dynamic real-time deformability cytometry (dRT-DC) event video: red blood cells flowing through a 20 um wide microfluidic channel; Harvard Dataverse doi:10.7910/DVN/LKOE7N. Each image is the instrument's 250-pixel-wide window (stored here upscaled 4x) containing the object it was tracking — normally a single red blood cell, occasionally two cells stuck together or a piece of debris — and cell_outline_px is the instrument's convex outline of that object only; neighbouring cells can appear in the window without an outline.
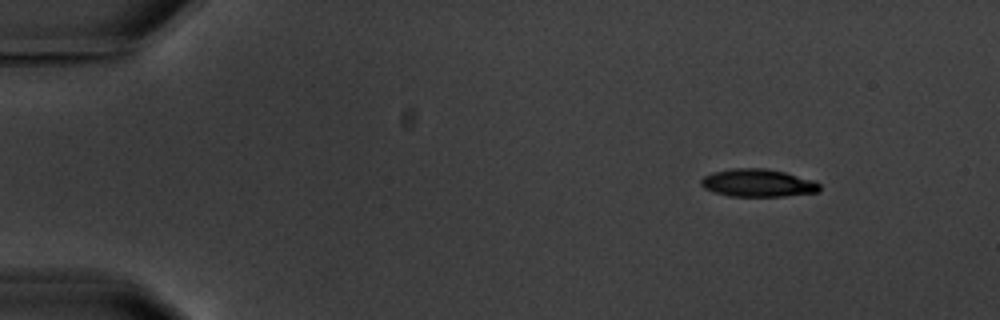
{"species": "common noctule bat (a hibernating species)", "species_latin": "Nyctalus noctula", "temperature_condition": "warm", "stored_images_in_passage": 4, "camera_frame_rate_fps": 3000, "um_per_image_px": 0.085, "animal": {"sex": "male", "body_mass_g": 20.1, "forearm_length_mm": 53.5}, "frame": {"image": 1, "passage_image": 1, "time_ms": 0.0, "image_size_px": [1000, 320], "cell_outline_px": [[820, 188], [816, 192], [784, 196], [728, 196], [704, 188], [700, 184], [700, 180], [704, 176], [712, 172], [732, 168], [764, 168], [784, 172], [816, 180], [820, 184]], "centroid_in_image_um": [64.42, 15.54], "position_along_channel_um": 20.6, "area_um2": 19.19}}
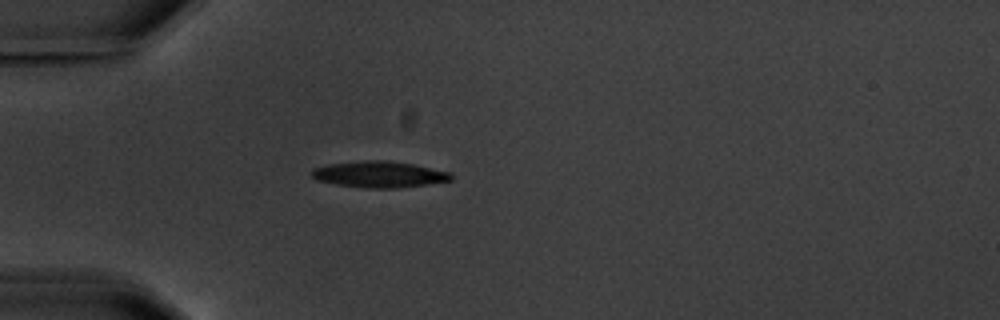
{"frame": {"image": 2, "passage_image": 4, "time_ms": 3.333, "image_size_px": [1000, 320], "cell_outline_px": [[452, 180], [396, 188], [368, 188], [336, 184], [316, 180], [312, 176], [312, 168], [328, 164], [364, 160], [388, 160], [412, 164], [448, 172], [452, 176]], "centroid_in_image_um": [32.17, 14.81], "position_along_channel_um": 52.8, "area_um2": 21.04}}